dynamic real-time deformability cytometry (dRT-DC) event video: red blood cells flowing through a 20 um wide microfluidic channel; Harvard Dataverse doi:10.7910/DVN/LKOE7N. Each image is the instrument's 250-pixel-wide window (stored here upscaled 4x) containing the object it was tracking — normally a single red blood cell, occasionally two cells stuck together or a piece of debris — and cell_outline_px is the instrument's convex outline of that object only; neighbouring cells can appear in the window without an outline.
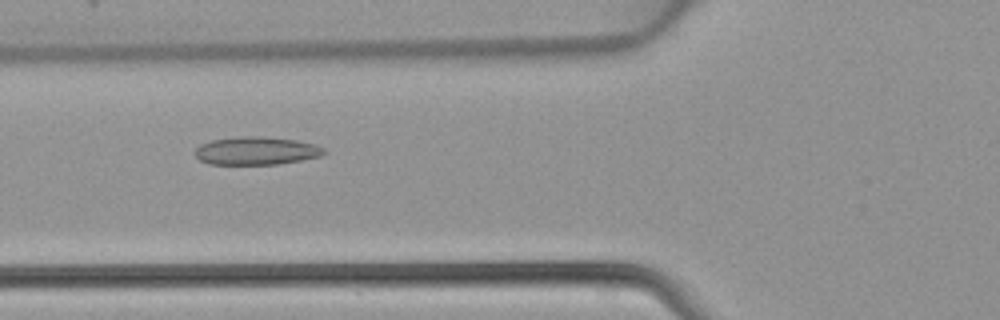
{"species": "common noctule bat (a hibernating species)", "species_latin": "Nyctalus noctula", "temperature_condition": "warm", "stored_images_in_passage": 46, "camera_frame_rate_fps": 3000, "um_per_image_px": 0.085, "animal": {"sex": "female", "body_mass_g": 22.7, "forearm_length_mm": 54.2}, "frame": {"image": 1, "passage_image": 18, "time_ms": 5.667, "image_size_px": [1000, 320], "cell_outline_px": [[328, 152], [320, 156], [300, 160], [276, 164], [208, 164], [200, 160], [192, 152], [200, 144], [212, 140], [240, 136], [256, 136], [296, 140], [316, 144], [324, 148]], "centroid_in_image_um": [21.77, 12.81], "position_along_channel_um": 104.0, "area_um2": 21.1}}
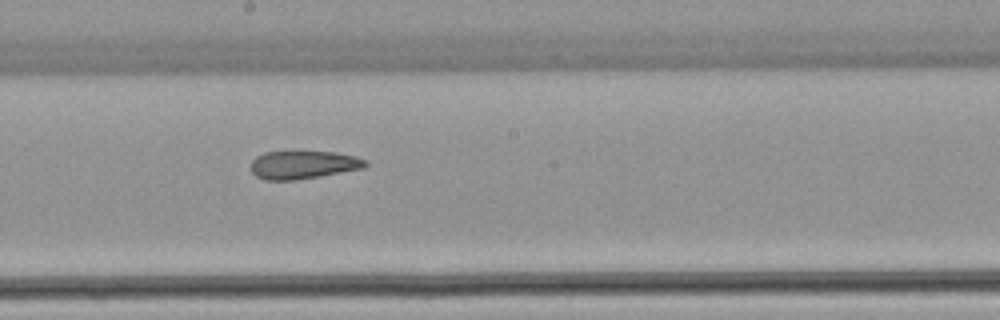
{"frame": {"image": 2, "passage_image": 26, "time_ms": 8.333, "image_size_px": [1000, 320], "cell_outline_px": [[368, 164], [364, 168], [296, 180], [264, 180], [256, 176], [252, 172], [252, 160], [256, 156], [264, 152], [336, 152], [356, 156], [368, 160]], "centroid_in_image_um": [25.79, 14.01], "position_along_channel_um": 222.4, "area_um2": 18.73}}
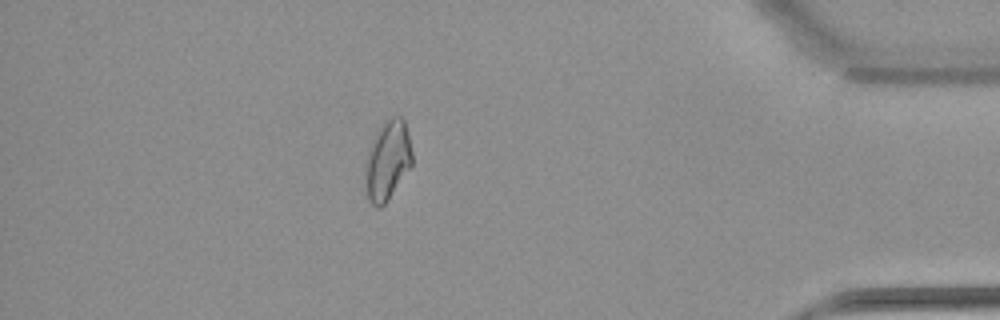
{"frame": {"image": 3, "passage_image": 41, "time_ms": 13.333, "image_size_px": [1000, 320], "cell_outline_px": [[412, 164], [388, 200], [380, 208], [376, 208], [368, 200], [364, 168], [364, 164], [372, 140], [376, 132], [384, 120], [392, 116], [400, 116], [404, 120], [408, 132], [412, 152]], "centroid_in_image_um": [32.93, 13.63], "position_along_channel_um": 402.3, "area_um2": 21.79}}